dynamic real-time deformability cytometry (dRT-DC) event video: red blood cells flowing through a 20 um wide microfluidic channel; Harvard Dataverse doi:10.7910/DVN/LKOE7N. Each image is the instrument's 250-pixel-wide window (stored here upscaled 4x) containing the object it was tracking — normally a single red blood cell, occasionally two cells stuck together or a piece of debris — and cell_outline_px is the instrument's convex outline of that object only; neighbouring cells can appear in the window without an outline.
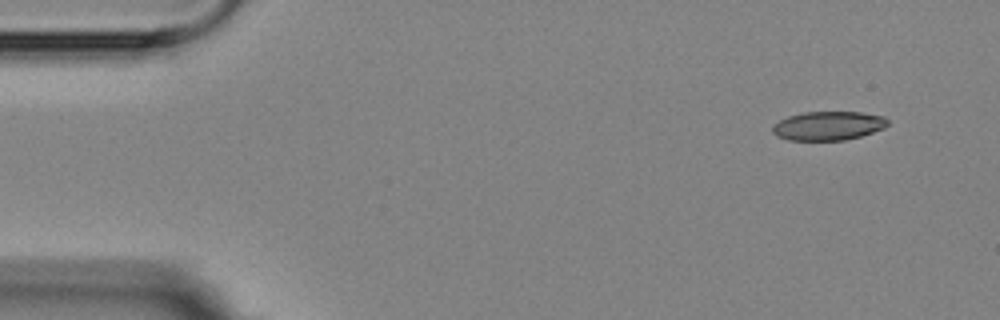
{"species": "Egyptian fruit bat (a non-hibernating species)", "species_latin": "Rousettus aegyptiacus", "temperature_condition": "room temperature", "stored_images_in_passage": 5, "camera_frame_rate_fps": 3000, "um_per_image_px": 0.085, "animal": {"sex": "female"}, "frame": {"image": 1, "passage_image": 1, "time_ms": 0.0, "image_size_px": [1000, 320], "cell_outline_px": [[888, 124], [884, 128], [860, 136], [844, 140], [788, 140], [776, 136], [772, 132], [772, 124], [788, 116], [804, 112], [860, 112], [884, 116], [888, 120]], "centroid_in_image_um": [70.37, 10.69], "position_along_channel_um": 14.6, "area_um2": 19.42}}